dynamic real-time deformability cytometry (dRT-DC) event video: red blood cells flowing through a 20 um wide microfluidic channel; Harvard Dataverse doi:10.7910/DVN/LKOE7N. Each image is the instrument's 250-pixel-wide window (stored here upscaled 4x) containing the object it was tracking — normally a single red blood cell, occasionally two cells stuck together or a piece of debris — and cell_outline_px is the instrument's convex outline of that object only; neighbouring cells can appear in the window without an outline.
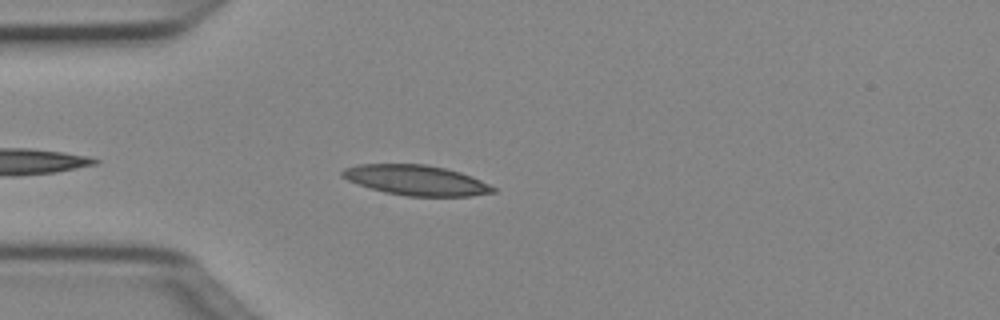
{"species": "Egyptian fruit bat (a non-hibernating species)", "species_latin": "Rousettus aegyptiacus", "temperature_condition": "cold", "stored_images_in_passage": 40, "camera_frame_rate_fps": 3000, "um_per_image_px": 0.085, "animal": {"sex": "female"}, "frame": {"image": 1, "passage_image": 4, "time_ms": 1.0, "image_size_px": [1000, 320], "cell_outline_px": [[496, 192], [468, 196], [408, 196], [384, 192], [348, 180], [340, 176], [340, 172], [344, 168], [356, 164], [424, 164], [444, 168], [460, 172], [480, 180], [496, 188]], "centroid_in_image_um": [35.35, 15.31], "position_along_channel_um": 49.7, "area_um2": 26.3}}
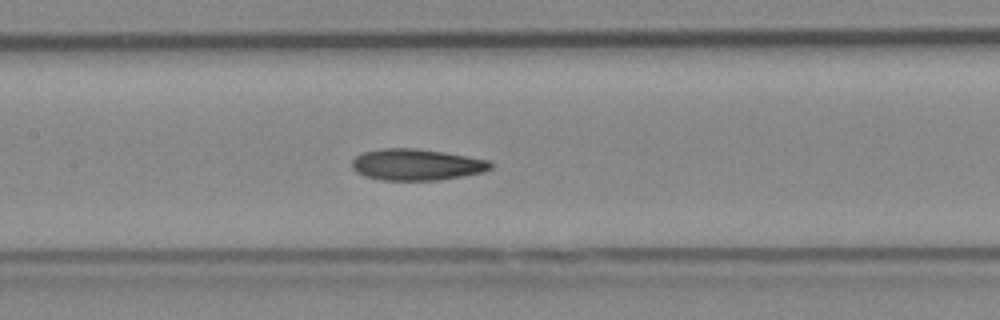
{"frame": {"image": 2, "passage_image": 14, "time_ms": 4.333, "image_size_px": [1000, 320], "cell_outline_px": [[492, 168], [484, 172], [464, 176], [440, 180], [380, 180], [364, 176], [356, 172], [352, 168], [352, 160], [360, 152], [380, 148], [416, 148], [488, 160], [492, 164]], "centroid_in_image_um": [35.35, 14.0], "position_along_channel_um": 172.0, "area_um2": 25.43}}
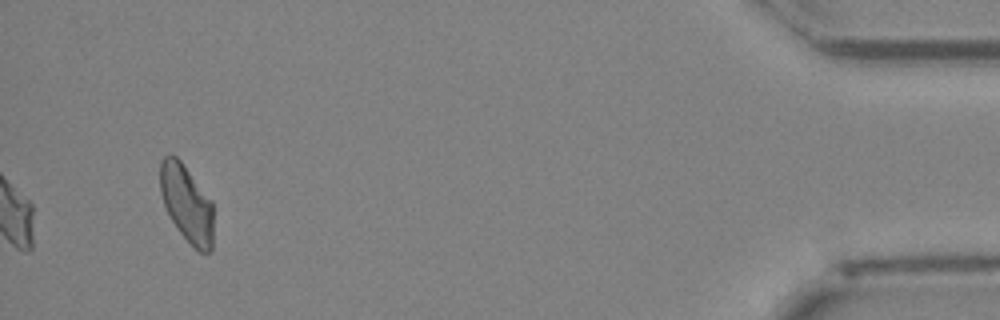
{"frame": {"image": 3, "passage_image": 38, "time_ms": 12.333, "image_size_px": [1000, 320], "cell_outline_px": [[212, 248], [208, 252], [200, 252], [180, 232], [172, 220], [164, 204], [160, 192], [160, 160], [168, 152], [176, 156], [180, 160], [212, 200]], "centroid_in_image_um": [15.85, 17.23], "position_along_channel_um": 419.3, "area_um2": 23.7}, "authors_computed_cell_mechanics": {"area_um2": 24.8251, "velocity_mm_per_s": 4.0352, "shape_relaxation_time_tau1_ms": null, "shape_relaxation_time_tau2_ms": 3.2257, "deformation_change_tau1": null, "deformation_change_tau2": 0.0971}}